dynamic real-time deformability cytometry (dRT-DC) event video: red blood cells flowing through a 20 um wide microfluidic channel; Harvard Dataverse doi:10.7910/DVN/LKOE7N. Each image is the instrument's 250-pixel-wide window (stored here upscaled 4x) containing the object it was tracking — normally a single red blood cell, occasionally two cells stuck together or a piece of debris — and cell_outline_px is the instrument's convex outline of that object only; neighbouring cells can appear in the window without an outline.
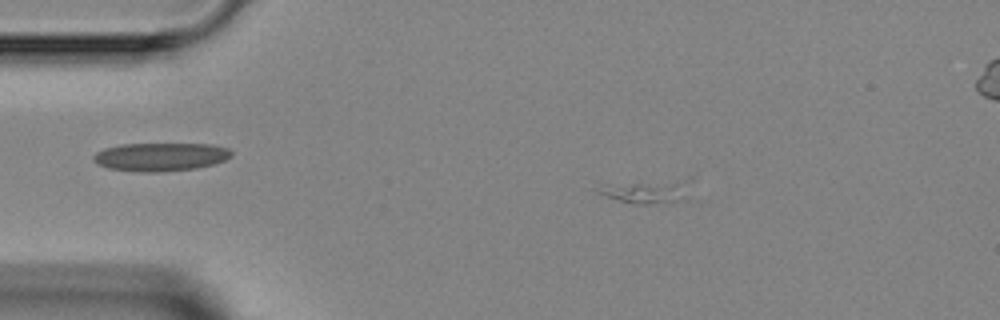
{"species": "Egyptian fruit bat (a non-hibernating species)", "species_latin": "Rousettus aegyptiacus", "temperature_condition": "room temperature", "stored_images_in_passage": 4, "camera_frame_rate_fps": 3000, "um_per_image_px": 0.085, "animal": {"sex": "female"}, "frame": {"image": 1, "passage_image": 2, "time_ms": 1.333, "image_size_px": [1000, 320], "cell_outline_px": [[692, 180], [688, 200], [648, 204], [640, 204], [620, 200], [596, 192], [632, 184], [688, 176], [692, 176]], "centroid_in_image_um": [55.52, 16.26], "position_along_channel_um": 29.5, "area_um2": 12.02}}